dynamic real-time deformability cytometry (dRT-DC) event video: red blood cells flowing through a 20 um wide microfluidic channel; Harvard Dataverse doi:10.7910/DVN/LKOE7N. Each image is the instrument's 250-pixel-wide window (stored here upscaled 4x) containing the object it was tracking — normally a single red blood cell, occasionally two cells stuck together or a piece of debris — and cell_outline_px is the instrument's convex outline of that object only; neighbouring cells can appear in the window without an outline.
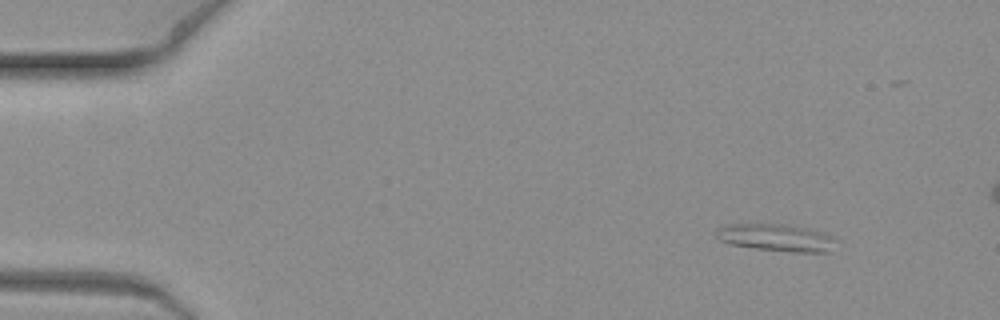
{"species": "common noctule bat (a hibernating species)", "species_latin": "Nyctalus noctula", "temperature_condition": "warm", "stored_images_in_passage": 7, "camera_frame_rate_fps": 3000, "um_per_image_px": 0.085, "animal": {"sex": "female", "body_mass_g": 19.3, "forearm_length_mm": 54.1}, "frame": {"image": 1, "passage_image": 2, "time_ms": 0.333, "image_size_px": [1000, 320], "cell_outline_px": [[836, 240], [828, 252], [792, 252], [756, 248], [732, 244], [720, 240], [716, 236], [716, 228], [724, 224], [788, 224], [812, 228], [824, 232], [832, 236]], "centroid_in_image_um": [65.99, 20.17], "position_along_channel_um": 19.0, "area_um2": 19.13}}